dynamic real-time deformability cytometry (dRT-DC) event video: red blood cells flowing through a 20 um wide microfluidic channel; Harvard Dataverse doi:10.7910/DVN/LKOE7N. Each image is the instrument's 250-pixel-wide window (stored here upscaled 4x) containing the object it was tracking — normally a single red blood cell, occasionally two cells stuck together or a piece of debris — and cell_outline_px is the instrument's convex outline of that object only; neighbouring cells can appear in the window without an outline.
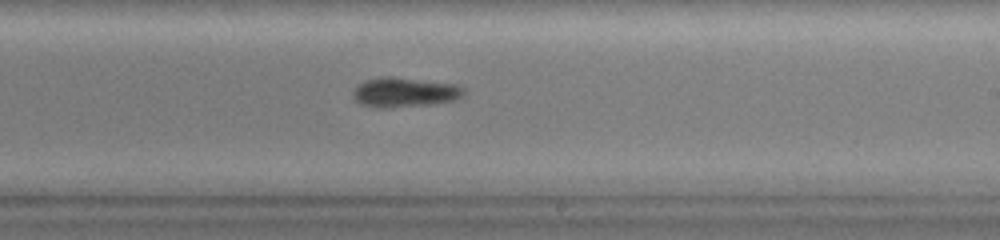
{"species": "common noctule bat (a hibernating species)", "species_latin": "Nyctalus noctula", "temperature_condition": "warm", "stored_images_in_passage": 67, "camera_frame_rate_fps": 3000, "um_per_image_px": 0.085, "animal": {"sex": "female", "body_mass_g": 19.0, "forearm_length_mm": 51.5}, "frame": {"image": 1, "passage_image": 41, "time_ms": 13.333, "image_size_px": [1000, 240], "cell_outline_px": [[464, 92], [460, 96], [452, 100], [428, 104], [388, 108], [380, 108], [360, 104], [352, 96], [352, 92], [364, 80], [380, 76], [392, 76], [456, 84], [464, 88]], "centroid_in_image_um": [34.33, 7.83], "position_along_channel_um": 254.7, "area_um2": 19.02}}
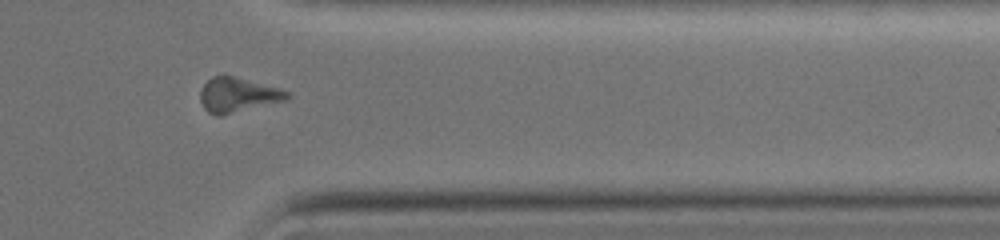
{"frame": {"image": 2, "passage_image": 55, "time_ms": 18.0, "image_size_px": [1000, 240], "cell_outline_px": [[292, 96], [284, 100], [220, 116], [216, 116], [208, 112], [204, 108], [200, 100], [200, 92], [204, 84], [212, 76], [224, 72], [280, 88], [292, 92]], "centroid_in_image_um": [20.21, 8.02], "position_along_channel_um": 391.2, "area_um2": 17.98}}
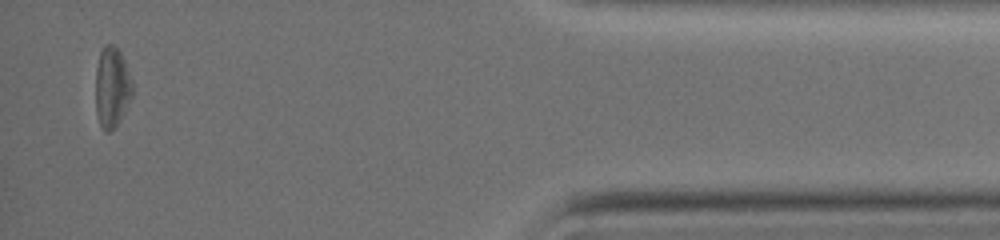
{"frame": {"image": 3, "passage_image": 64, "time_ms": 21.0, "image_size_px": [1000, 240], "cell_outline_px": [[132, 96], [116, 128], [108, 132], [104, 132], [100, 124], [96, 112], [96, 68], [100, 48], [104, 44], [112, 44], [120, 52], [124, 60], [132, 80]], "centroid_in_image_um": [9.5, 7.42], "position_along_channel_um": 425.7, "area_um2": 17.4}, "authors_computed_cell_mechanics": {"area_um2": 19.363, "velocity_mm_per_s": 2.9183, "shape_relaxation_time_tau1_ms": 1.7645, "shape_relaxation_time_tau2_ms": null, "deformation_change_tau1": 0.1168, "deformation_change_tau2": null}}